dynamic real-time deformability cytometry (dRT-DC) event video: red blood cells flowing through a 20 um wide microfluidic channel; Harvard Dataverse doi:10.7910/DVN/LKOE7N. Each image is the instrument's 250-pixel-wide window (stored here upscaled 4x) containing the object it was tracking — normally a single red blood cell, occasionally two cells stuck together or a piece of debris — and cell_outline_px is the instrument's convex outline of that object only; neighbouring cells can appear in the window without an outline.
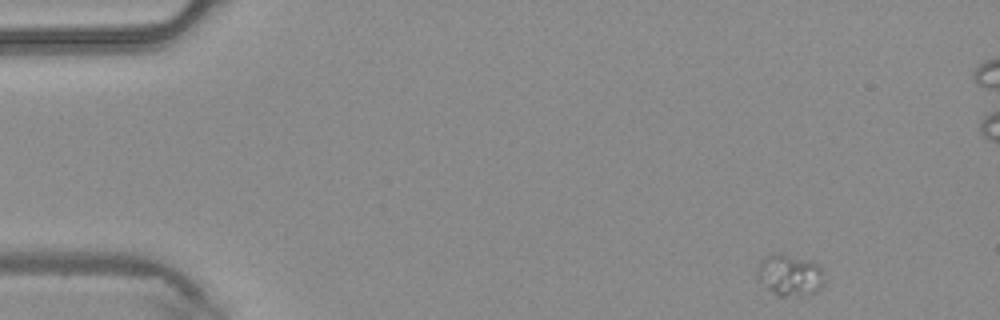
{"species": "common noctule bat (a hibernating species)", "species_latin": "Nyctalus noctula", "temperature_condition": "warm", "stored_images_in_passage": 44, "camera_frame_rate_fps": 3000, "um_per_image_px": 0.085, "animal": {"sex": "male", "body_mass_g": 20.4}, "frame": {"image": 1, "passage_image": 1, "time_ms": 0.0, "image_size_px": [1000, 320], "cell_outline_px": [[824, 284], [816, 292], [784, 296], [780, 296], [768, 288], [760, 280], [756, 272], [756, 268], [760, 260], [772, 252], [780, 252], [812, 260], [824, 272]], "centroid_in_image_um": [67.13, 23.32], "position_along_channel_um": 17.9, "area_um2": 16.24}}
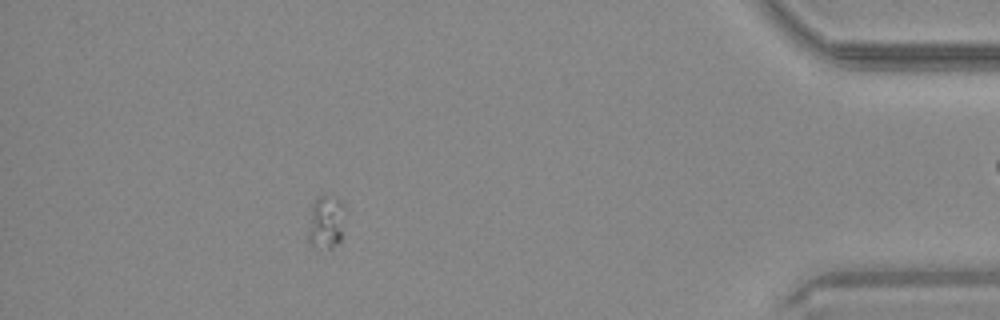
{"frame": {"image": 2, "passage_image": 38, "time_ms": 12.333, "image_size_px": [1000, 320], "cell_outline_px": [[344, 208], [340, 240], [332, 248], [316, 248], [308, 240], [308, 232], [312, 204], [320, 196], [324, 196], [340, 200], [344, 204]], "centroid_in_image_um": [27.69, 18.9], "position_along_channel_um": 407.5, "area_um2": 11.1}}